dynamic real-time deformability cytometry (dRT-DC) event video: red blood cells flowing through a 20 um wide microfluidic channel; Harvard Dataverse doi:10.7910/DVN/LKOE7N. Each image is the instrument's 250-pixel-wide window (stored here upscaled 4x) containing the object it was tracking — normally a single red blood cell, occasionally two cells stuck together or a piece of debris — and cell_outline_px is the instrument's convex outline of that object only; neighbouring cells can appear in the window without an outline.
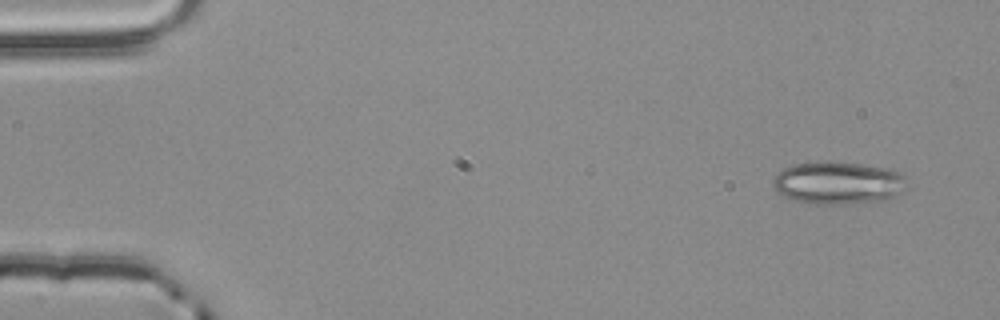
{"species": "common noctule bat (a hibernating species)", "species_latin": "Nyctalus noctula", "temperature_condition": "room temperature", "stored_images_in_passage": 51, "camera_frame_rate_fps": 3000, "um_per_image_px": 0.085, "animal": {"sex": "male", "body_mass_g": 20.4}, "frame": {"image": 1, "passage_image": 1, "time_ms": 0.0, "image_size_px": [1000, 320], "cell_outline_px": [[904, 188], [896, 196], [888, 200], [840, 204], [816, 204], [792, 200], [780, 196], [776, 192], [772, 184], [772, 180], [776, 172], [780, 168], [792, 164], [820, 160], [828, 160], [892, 168], [900, 172], [904, 176]], "centroid_in_image_um": [71.16, 15.52], "position_along_channel_um": 13.8, "area_um2": 34.1}}
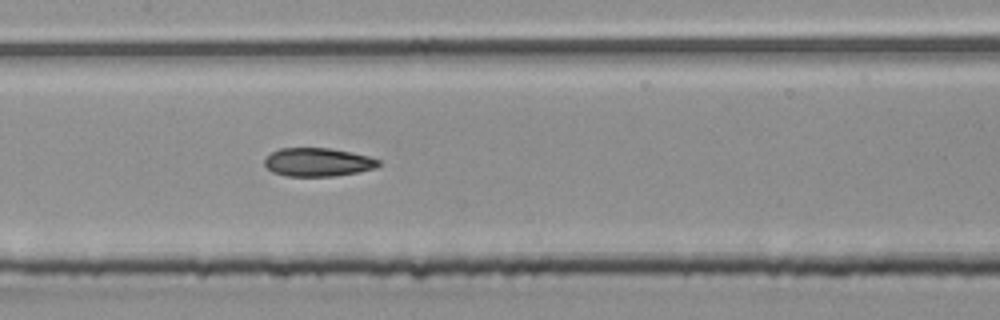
{"frame": {"image": 2, "passage_image": 24, "time_ms": 7.667, "image_size_px": [1000, 320], "cell_outline_px": [[384, 164], [376, 168], [360, 172], [336, 176], [288, 176], [272, 172], [264, 164], [264, 160], [272, 152], [280, 148], [328, 148], [352, 152], [368, 156], [380, 160]], "centroid_in_image_um": [27.08, 13.79], "position_along_channel_um": 180.3, "area_um2": 19.07}}
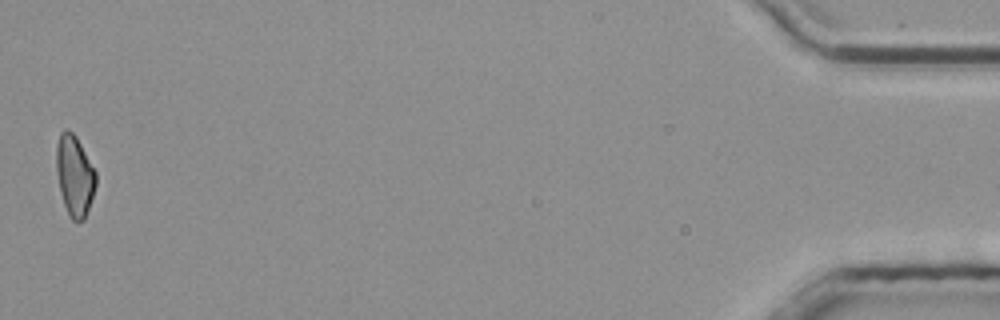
{"frame": {"image": 3, "passage_image": 51, "time_ms": 16.667, "image_size_px": [1000, 320], "cell_outline_px": [[96, 184], [84, 220], [72, 220], [68, 216], [60, 192], [56, 172], [56, 144], [60, 132], [64, 128], [68, 128], [76, 136], [96, 172]], "centroid_in_image_um": [6.31, 14.89], "position_along_channel_um": 428.9, "area_um2": 18.61}, "authors_computed_cell_mechanics": {"area_um2": 19.4786, "velocity_mm_per_s": 3.8768, "shape_relaxation_time_tau1_ms": 10.3907, "shape_relaxation_time_tau2_ms": 6.5917, "deformation_change_tau1": 0.2082, "deformation_change_tau2": 0.1496}}